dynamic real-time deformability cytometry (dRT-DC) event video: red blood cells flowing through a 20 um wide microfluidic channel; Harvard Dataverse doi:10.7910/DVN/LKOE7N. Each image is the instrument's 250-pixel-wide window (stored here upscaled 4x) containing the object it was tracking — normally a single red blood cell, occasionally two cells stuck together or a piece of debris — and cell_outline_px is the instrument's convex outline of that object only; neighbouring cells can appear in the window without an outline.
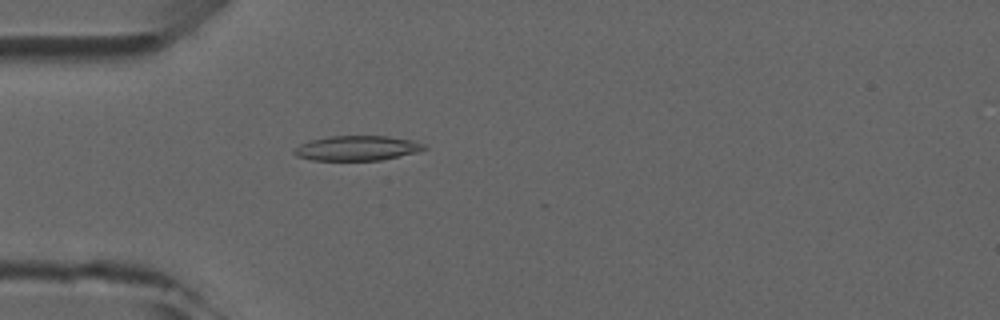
{"species": "common noctule bat (a hibernating species)", "species_latin": "Nyctalus noctula", "temperature_condition": "room temperature", "stored_images_in_passage": 4, "camera_frame_rate_fps": 3000, "um_per_image_px": 0.085, "animal": {"sex": "male", "forearm_length_mm": 52.5}, "frame": {"image": 1, "passage_image": 4, "time_ms": 3.333, "image_size_px": [1000, 320], "cell_outline_px": [[428, 148], [420, 152], [380, 160], [312, 160], [296, 156], [292, 152], [300, 144], [308, 140], [328, 136], [388, 136], [412, 140], [424, 144]], "centroid_in_image_um": [30.36, 12.59], "position_along_channel_um": 54.6, "area_um2": 18.96}}